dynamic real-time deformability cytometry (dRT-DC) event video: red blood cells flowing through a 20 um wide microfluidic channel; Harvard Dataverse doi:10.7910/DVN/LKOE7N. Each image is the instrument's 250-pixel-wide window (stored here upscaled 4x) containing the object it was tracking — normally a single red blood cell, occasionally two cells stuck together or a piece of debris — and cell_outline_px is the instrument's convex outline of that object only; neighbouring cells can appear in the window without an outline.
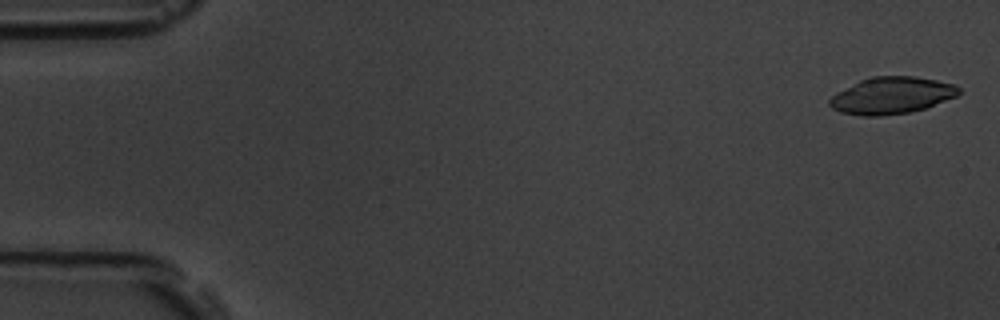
{"species": "common noctule bat (a hibernating species)", "species_latin": "Nyctalus noctula", "temperature_condition": "room temperature", "stored_images_in_passage": 11, "camera_frame_rate_fps": 3000, "um_per_image_px": 0.085, "animal": {"sex": "male", "body_mass_g": 19.5, "forearm_length_mm": 54.6}, "frame": {"image": 1, "passage_image": 1, "time_ms": 0.0, "image_size_px": [1000, 320], "cell_outline_px": [[960, 92], [956, 96], [924, 108], [908, 112], [876, 116], [864, 116], [840, 112], [832, 108], [828, 104], [828, 100], [836, 92], [860, 80], [872, 76], [916, 76], [956, 84], [960, 88]], "centroid_in_image_um": [75.76, 8.1], "position_along_channel_um": 9.2, "area_um2": 27.63}}